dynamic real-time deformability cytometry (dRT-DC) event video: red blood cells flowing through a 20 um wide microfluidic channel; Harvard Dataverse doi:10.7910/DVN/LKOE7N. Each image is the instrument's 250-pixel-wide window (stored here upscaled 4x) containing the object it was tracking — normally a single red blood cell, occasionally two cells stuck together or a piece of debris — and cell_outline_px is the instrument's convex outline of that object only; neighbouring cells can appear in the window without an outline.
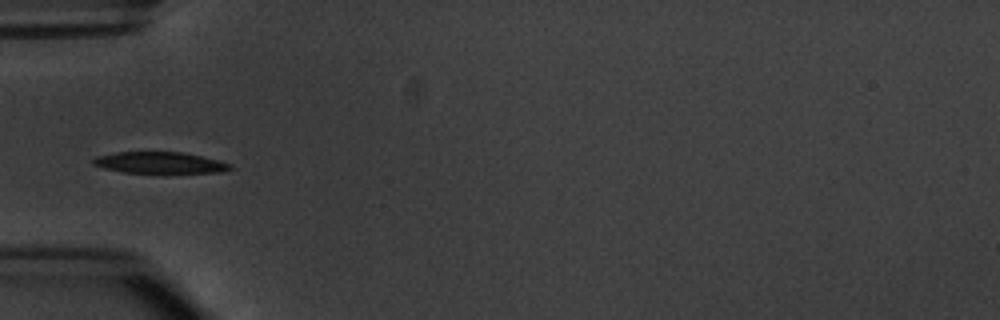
{"species": "common noctule bat (a hibernating species)", "species_latin": "Nyctalus noctula", "temperature_condition": "warm", "stored_images_in_passage": 4, "camera_frame_rate_fps": 3000, "um_per_image_px": 0.085, "animal": {"sex": "male", "body_mass_g": 20.1, "forearm_length_mm": 53.5}, "frame": {"image": 1, "passage_image": 4, "time_ms": 3.333, "image_size_px": [1000, 320], "cell_outline_px": [[232, 168], [224, 172], [164, 176], [124, 172], [104, 168], [92, 164], [92, 160], [96, 156], [112, 152], [180, 152], [220, 160], [232, 164]], "centroid_in_image_um": [13.64, 13.89], "position_along_channel_um": 71.4, "area_um2": 18.32}}